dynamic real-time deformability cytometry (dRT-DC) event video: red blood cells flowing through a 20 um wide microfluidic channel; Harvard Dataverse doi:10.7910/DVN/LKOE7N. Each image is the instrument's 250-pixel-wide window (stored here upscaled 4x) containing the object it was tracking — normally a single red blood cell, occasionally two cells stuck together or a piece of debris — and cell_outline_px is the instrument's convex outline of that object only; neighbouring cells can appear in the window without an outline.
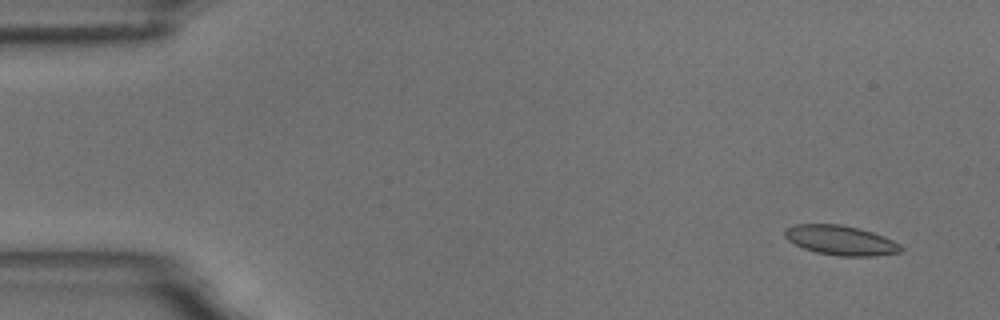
{"species": "common noctule bat (a hibernating species)", "species_latin": "Nyctalus noctula", "temperature_condition": "room temperature", "stored_images_in_passage": 4, "camera_frame_rate_fps": 3000, "um_per_image_px": 0.085, "animal": {"sex": "male", "body_mass_g": 18.8}, "frame": {"image": 1, "passage_image": 1, "time_ms": 0.0, "image_size_px": [1000, 320], "cell_outline_px": [[904, 248], [900, 252], [876, 256], [836, 256], [816, 252], [804, 248], [788, 240], [784, 236], [784, 228], [792, 224], [840, 224], [860, 228], [884, 236], [900, 244]], "centroid_in_image_um": [71.45, 20.42], "position_along_channel_um": 13.6, "area_um2": 20.23}}
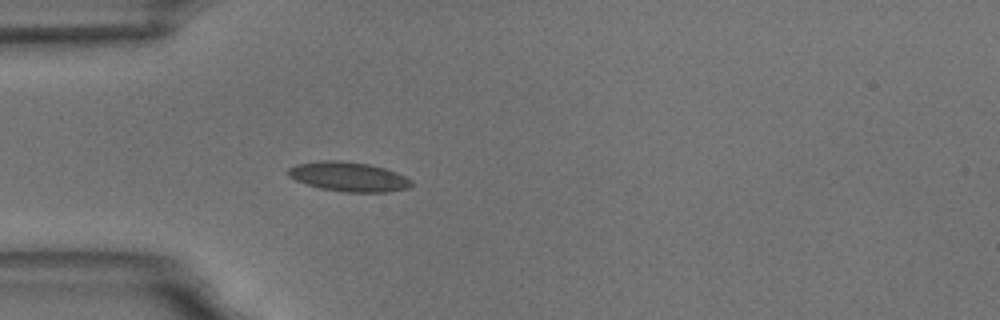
{"frame": {"image": 2, "passage_image": 4, "time_ms": 4.333, "image_size_px": [1000, 320], "cell_outline_px": [[412, 184], [408, 188], [388, 192], [344, 192], [320, 188], [296, 180], [288, 176], [288, 168], [296, 164], [324, 160], [340, 160], [368, 164], [384, 168], [396, 172], [412, 180]], "centroid_in_image_um": [29.63, 15.02], "position_along_channel_um": 55.4, "area_um2": 21.1}}